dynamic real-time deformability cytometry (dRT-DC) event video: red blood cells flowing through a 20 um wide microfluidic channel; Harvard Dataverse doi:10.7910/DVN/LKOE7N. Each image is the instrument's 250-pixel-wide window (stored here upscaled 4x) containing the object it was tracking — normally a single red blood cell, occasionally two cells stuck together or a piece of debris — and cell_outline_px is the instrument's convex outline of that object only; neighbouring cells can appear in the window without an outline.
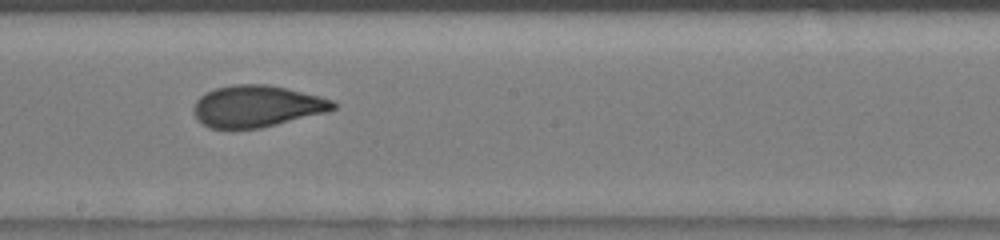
{"species": "human", "species_latin": "Homo sapiens", "temperature_condition": "room temperature", "stored_images_in_passage": 33, "camera_frame_rate_fps": 3000, "um_per_image_px": 0.085, "donor": {"sex": "male"}, "frame": {"image": 1, "passage_image": 24, "time_ms": 12.0, "image_size_px": [1000, 240], "cell_outline_px": [[336, 108], [328, 112], [260, 128], [212, 128], [204, 124], [192, 112], [192, 108], [196, 100], [204, 92], [216, 88], [232, 84], [264, 84], [288, 88], [320, 96], [332, 100], [336, 104]], "centroid_in_image_um": [21.83, 9.01], "position_along_channel_um": 226.4, "area_um2": 33.87}}